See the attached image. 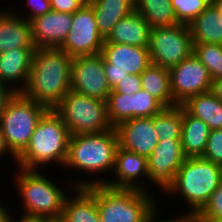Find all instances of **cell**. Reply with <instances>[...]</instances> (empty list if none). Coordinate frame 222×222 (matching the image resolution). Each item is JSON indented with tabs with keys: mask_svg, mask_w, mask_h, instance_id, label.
Returning a JSON list of instances; mask_svg holds the SVG:
<instances>
[{
	"mask_svg": "<svg viewBox=\"0 0 222 222\" xmlns=\"http://www.w3.org/2000/svg\"><path fill=\"white\" fill-rule=\"evenodd\" d=\"M118 146V136L114 127L99 133L71 135L68 143V154L63 167L71 169L72 173L73 170L81 171V173L83 172L82 175L92 176V178L88 177L87 179L85 176L76 180L70 178L71 183L75 187L105 184L108 180L106 175L113 173ZM93 175L94 177L95 175L103 177L93 179Z\"/></svg>",
	"mask_w": 222,
	"mask_h": 222,
	"instance_id": "1",
	"label": "cell"
},
{
	"mask_svg": "<svg viewBox=\"0 0 222 222\" xmlns=\"http://www.w3.org/2000/svg\"><path fill=\"white\" fill-rule=\"evenodd\" d=\"M72 58L59 48H36L21 94L53 110L71 90Z\"/></svg>",
	"mask_w": 222,
	"mask_h": 222,
	"instance_id": "2",
	"label": "cell"
},
{
	"mask_svg": "<svg viewBox=\"0 0 222 222\" xmlns=\"http://www.w3.org/2000/svg\"><path fill=\"white\" fill-rule=\"evenodd\" d=\"M43 171L15 168V174H12L14 184L16 183L14 186L18 187L17 195H20L19 198L22 200V213H19L21 214L19 217L60 220L65 199L75 186L69 179L65 182L68 186L59 183L57 185L55 180L49 178L46 171ZM64 186L67 190L63 189ZM66 191H69L68 194Z\"/></svg>",
	"mask_w": 222,
	"mask_h": 222,
	"instance_id": "3",
	"label": "cell"
},
{
	"mask_svg": "<svg viewBox=\"0 0 222 222\" xmlns=\"http://www.w3.org/2000/svg\"><path fill=\"white\" fill-rule=\"evenodd\" d=\"M70 136L61 117L54 110H48L39 120L28 146L17 157L16 167L41 171L48 163L63 167Z\"/></svg>",
	"mask_w": 222,
	"mask_h": 222,
	"instance_id": "4",
	"label": "cell"
},
{
	"mask_svg": "<svg viewBox=\"0 0 222 222\" xmlns=\"http://www.w3.org/2000/svg\"><path fill=\"white\" fill-rule=\"evenodd\" d=\"M222 181V167L202 157L185 158L165 197L184 199L188 213H198ZM167 195V196H166ZM183 197V198H182Z\"/></svg>",
	"mask_w": 222,
	"mask_h": 222,
	"instance_id": "5",
	"label": "cell"
},
{
	"mask_svg": "<svg viewBox=\"0 0 222 222\" xmlns=\"http://www.w3.org/2000/svg\"><path fill=\"white\" fill-rule=\"evenodd\" d=\"M87 188L96 197L101 222H147L148 216L158 206L153 193L105 184Z\"/></svg>",
	"mask_w": 222,
	"mask_h": 222,
	"instance_id": "6",
	"label": "cell"
},
{
	"mask_svg": "<svg viewBox=\"0 0 222 222\" xmlns=\"http://www.w3.org/2000/svg\"><path fill=\"white\" fill-rule=\"evenodd\" d=\"M49 109L21 93H15L6 104L0 129L9 150L18 157L28 146L42 116Z\"/></svg>",
	"mask_w": 222,
	"mask_h": 222,
	"instance_id": "7",
	"label": "cell"
},
{
	"mask_svg": "<svg viewBox=\"0 0 222 222\" xmlns=\"http://www.w3.org/2000/svg\"><path fill=\"white\" fill-rule=\"evenodd\" d=\"M68 127L70 135L111 130L107 103L70 90L53 109Z\"/></svg>",
	"mask_w": 222,
	"mask_h": 222,
	"instance_id": "8",
	"label": "cell"
},
{
	"mask_svg": "<svg viewBox=\"0 0 222 222\" xmlns=\"http://www.w3.org/2000/svg\"><path fill=\"white\" fill-rule=\"evenodd\" d=\"M149 55L152 64L170 69L193 53L189 26L154 27L150 32Z\"/></svg>",
	"mask_w": 222,
	"mask_h": 222,
	"instance_id": "9",
	"label": "cell"
},
{
	"mask_svg": "<svg viewBox=\"0 0 222 222\" xmlns=\"http://www.w3.org/2000/svg\"><path fill=\"white\" fill-rule=\"evenodd\" d=\"M101 54L110 89L129 75H141L151 64L148 47L103 43Z\"/></svg>",
	"mask_w": 222,
	"mask_h": 222,
	"instance_id": "10",
	"label": "cell"
},
{
	"mask_svg": "<svg viewBox=\"0 0 222 222\" xmlns=\"http://www.w3.org/2000/svg\"><path fill=\"white\" fill-rule=\"evenodd\" d=\"M105 39L98 31L92 6L85 2L72 14V25L59 49L69 56L94 55L101 53Z\"/></svg>",
	"mask_w": 222,
	"mask_h": 222,
	"instance_id": "11",
	"label": "cell"
},
{
	"mask_svg": "<svg viewBox=\"0 0 222 222\" xmlns=\"http://www.w3.org/2000/svg\"><path fill=\"white\" fill-rule=\"evenodd\" d=\"M71 90L88 97L107 100L111 89L106 78L104 58L101 53L72 58Z\"/></svg>",
	"mask_w": 222,
	"mask_h": 222,
	"instance_id": "12",
	"label": "cell"
},
{
	"mask_svg": "<svg viewBox=\"0 0 222 222\" xmlns=\"http://www.w3.org/2000/svg\"><path fill=\"white\" fill-rule=\"evenodd\" d=\"M169 72L172 97L178 105L191 96L211 90L212 79L209 71L193 53L171 67Z\"/></svg>",
	"mask_w": 222,
	"mask_h": 222,
	"instance_id": "13",
	"label": "cell"
},
{
	"mask_svg": "<svg viewBox=\"0 0 222 222\" xmlns=\"http://www.w3.org/2000/svg\"><path fill=\"white\" fill-rule=\"evenodd\" d=\"M185 156L181 140H159L153 153L147 158L148 184L162 190V195L173 185L176 173L182 166Z\"/></svg>",
	"mask_w": 222,
	"mask_h": 222,
	"instance_id": "14",
	"label": "cell"
},
{
	"mask_svg": "<svg viewBox=\"0 0 222 222\" xmlns=\"http://www.w3.org/2000/svg\"><path fill=\"white\" fill-rule=\"evenodd\" d=\"M113 172L110 176L114 174L115 178L108 179L105 185L113 188L136 189L149 193L154 192L150 191L149 187L151 186H148L147 158L137 153L118 146Z\"/></svg>",
	"mask_w": 222,
	"mask_h": 222,
	"instance_id": "15",
	"label": "cell"
},
{
	"mask_svg": "<svg viewBox=\"0 0 222 222\" xmlns=\"http://www.w3.org/2000/svg\"><path fill=\"white\" fill-rule=\"evenodd\" d=\"M120 148L148 158L159 141L153 125V116L133 118L114 127Z\"/></svg>",
	"mask_w": 222,
	"mask_h": 222,
	"instance_id": "16",
	"label": "cell"
},
{
	"mask_svg": "<svg viewBox=\"0 0 222 222\" xmlns=\"http://www.w3.org/2000/svg\"><path fill=\"white\" fill-rule=\"evenodd\" d=\"M33 43L36 48H59L72 25V14L50 12L30 21Z\"/></svg>",
	"mask_w": 222,
	"mask_h": 222,
	"instance_id": "17",
	"label": "cell"
},
{
	"mask_svg": "<svg viewBox=\"0 0 222 222\" xmlns=\"http://www.w3.org/2000/svg\"><path fill=\"white\" fill-rule=\"evenodd\" d=\"M17 11L0 8V54L12 49H36L31 24Z\"/></svg>",
	"mask_w": 222,
	"mask_h": 222,
	"instance_id": "18",
	"label": "cell"
},
{
	"mask_svg": "<svg viewBox=\"0 0 222 222\" xmlns=\"http://www.w3.org/2000/svg\"><path fill=\"white\" fill-rule=\"evenodd\" d=\"M35 49H12L0 54V82L15 93L26 86Z\"/></svg>",
	"mask_w": 222,
	"mask_h": 222,
	"instance_id": "19",
	"label": "cell"
},
{
	"mask_svg": "<svg viewBox=\"0 0 222 222\" xmlns=\"http://www.w3.org/2000/svg\"><path fill=\"white\" fill-rule=\"evenodd\" d=\"M152 27L144 17L134 10L114 26L104 43H120L148 47Z\"/></svg>",
	"mask_w": 222,
	"mask_h": 222,
	"instance_id": "20",
	"label": "cell"
},
{
	"mask_svg": "<svg viewBox=\"0 0 222 222\" xmlns=\"http://www.w3.org/2000/svg\"><path fill=\"white\" fill-rule=\"evenodd\" d=\"M70 193L64 202L61 222H101L96 197L87 187H74Z\"/></svg>",
	"mask_w": 222,
	"mask_h": 222,
	"instance_id": "21",
	"label": "cell"
},
{
	"mask_svg": "<svg viewBox=\"0 0 222 222\" xmlns=\"http://www.w3.org/2000/svg\"><path fill=\"white\" fill-rule=\"evenodd\" d=\"M92 6L97 28L106 39L122 18L135 10V0H87Z\"/></svg>",
	"mask_w": 222,
	"mask_h": 222,
	"instance_id": "22",
	"label": "cell"
},
{
	"mask_svg": "<svg viewBox=\"0 0 222 222\" xmlns=\"http://www.w3.org/2000/svg\"><path fill=\"white\" fill-rule=\"evenodd\" d=\"M210 132L211 129L206 123L183 108L181 146L186 158L202 157Z\"/></svg>",
	"mask_w": 222,
	"mask_h": 222,
	"instance_id": "23",
	"label": "cell"
},
{
	"mask_svg": "<svg viewBox=\"0 0 222 222\" xmlns=\"http://www.w3.org/2000/svg\"><path fill=\"white\" fill-rule=\"evenodd\" d=\"M188 26L193 43L222 45V14L212 4Z\"/></svg>",
	"mask_w": 222,
	"mask_h": 222,
	"instance_id": "24",
	"label": "cell"
},
{
	"mask_svg": "<svg viewBox=\"0 0 222 222\" xmlns=\"http://www.w3.org/2000/svg\"><path fill=\"white\" fill-rule=\"evenodd\" d=\"M181 106L212 130L222 129V102L210 91L191 96Z\"/></svg>",
	"mask_w": 222,
	"mask_h": 222,
	"instance_id": "25",
	"label": "cell"
},
{
	"mask_svg": "<svg viewBox=\"0 0 222 222\" xmlns=\"http://www.w3.org/2000/svg\"><path fill=\"white\" fill-rule=\"evenodd\" d=\"M140 77L142 89L158 100L164 107L178 105L172 97L169 69L151 63Z\"/></svg>",
	"mask_w": 222,
	"mask_h": 222,
	"instance_id": "26",
	"label": "cell"
},
{
	"mask_svg": "<svg viewBox=\"0 0 222 222\" xmlns=\"http://www.w3.org/2000/svg\"><path fill=\"white\" fill-rule=\"evenodd\" d=\"M135 10L152 28L178 24L171 0H135Z\"/></svg>",
	"mask_w": 222,
	"mask_h": 222,
	"instance_id": "27",
	"label": "cell"
},
{
	"mask_svg": "<svg viewBox=\"0 0 222 222\" xmlns=\"http://www.w3.org/2000/svg\"><path fill=\"white\" fill-rule=\"evenodd\" d=\"M183 107H164L153 116V125L159 140H181Z\"/></svg>",
	"mask_w": 222,
	"mask_h": 222,
	"instance_id": "28",
	"label": "cell"
},
{
	"mask_svg": "<svg viewBox=\"0 0 222 222\" xmlns=\"http://www.w3.org/2000/svg\"><path fill=\"white\" fill-rule=\"evenodd\" d=\"M193 54L208 69L211 79L222 77V45L193 43Z\"/></svg>",
	"mask_w": 222,
	"mask_h": 222,
	"instance_id": "29",
	"label": "cell"
},
{
	"mask_svg": "<svg viewBox=\"0 0 222 222\" xmlns=\"http://www.w3.org/2000/svg\"><path fill=\"white\" fill-rule=\"evenodd\" d=\"M106 103L108 119L113 127L122 121L131 119V95L110 93Z\"/></svg>",
	"mask_w": 222,
	"mask_h": 222,
	"instance_id": "30",
	"label": "cell"
},
{
	"mask_svg": "<svg viewBox=\"0 0 222 222\" xmlns=\"http://www.w3.org/2000/svg\"><path fill=\"white\" fill-rule=\"evenodd\" d=\"M164 106L144 89L131 95V119L152 117Z\"/></svg>",
	"mask_w": 222,
	"mask_h": 222,
	"instance_id": "31",
	"label": "cell"
},
{
	"mask_svg": "<svg viewBox=\"0 0 222 222\" xmlns=\"http://www.w3.org/2000/svg\"><path fill=\"white\" fill-rule=\"evenodd\" d=\"M211 4L210 0H171L178 23L188 25Z\"/></svg>",
	"mask_w": 222,
	"mask_h": 222,
	"instance_id": "32",
	"label": "cell"
},
{
	"mask_svg": "<svg viewBox=\"0 0 222 222\" xmlns=\"http://www.w3.org/2000/svg\"><path fill=\"white\" fill-rule=\"evenodd\" d=\"M197 216L200 222H222V181Z\"/></svg>",
	"mask_w": 222,
	"mask_h": 222,
	"instance_id": "33",
	"label": "cell"
},
{
	"mask_svg": "<svg viewBox=\"0 0 222 222\" xmlns=\"http://www.w3.org/2000/svg\"><path fill=\"white\" fill-rule=\"evenodd\" d=\"M202 158L222 167V129L210 132Z\"/></svg>",
	"mask_w": 222,
	"mask_h": 222,
	"instance_id": "34",
	"label": "cell"
},
{
	"mask_svg": "<svg viewBox=\"0 0 222 222\" xmlns=\"http://www.w3.org/2000/svg\"><path fill=\"white\" fill-rule=\"evenodd\" d=\"M142 89V82L140 75H129L117 84L111 93H121L125 95H133Z\"/></svg>",
	"mask_w": 222,
	"mask_h": 222,
	"instance_id": "35",
	"label": "cell"
},
{
	"mask_svg": "<svg viewBox=\"0 0 222 222\" xmlns=\"http://www.w3.org/2000/svg\"><path fill=\"white\" fill-rule=\"evenodd\" d=\"M25 2L29 7L28 14H26V17L23 14L22 15L25 20L30 22L32 19L42 16L48 12L51 11V3L50 0H26Z\"/></svg>",
	"mask_w": 222,
	"mask_h": 222,
	"instance_id": "36",
	"label": "cell"
},
{
	"mask_svg": "<svg viewBox=\"0 0 222 222\" xmlns=\"http://www.w3.org/2000/svg\"><path fill=\"white\" fill-rule=\"evenodd\" d=\"M158 209V210H157ZM160 210H159V206H157L152 212L151 214L148 216L147 222H200L199 218L197 216V213H188V212H184L183 211L176 216V218L172 217V218H168L167 220L164 218L161 219L160 217ZM159 213V214H158ZM160 218V219H158Z\"/></svg>",
	"mask_w": 222,
	"mask_h": 222,
	"instance_id": "37",
	"label": "cell"
},
{
	"mask_svg": "<svg viewBox=\"0 0 222 222\" xmlns=\"http://www.w3.org/2000/svg\"><path fill=\"white\" fill-rule=\"evenodd\" d=\"M87 0H50L51 10L73 14Z\"/></svg>",
	"mask_w": 222,
	"mask_h": 222,
	"instance_id": "38",
	"label": "cell"
},
{
	"mask_svg": "<svg viewBox=\"0 0 222 222\" xmlns=\"http://www.w3.org/2000/svg\"><path fill=\"white\" fill-rule=\"evenodd\" d=\"M15 92L8 86L0 82V121L4 113L6 104L13 97Z\"/></svg>",
	"mask_w": 222,
	"mask_h": 222,
	"instance_id": "39",
	"label": "cell"
},
{
	"mask_svg": "<svg viewBox=\"0 0 222 222\" xmlns=\"http://www.w3.org/2000/svg\"><path fill=\"white\" fill-rule=\"evenodd\" d=\"M8 154H10V155H8ZM2 156H9V157H6V158L7 159L11 158V161L14 160L15 165H16L17 157L9 150V148L7 146V143H6V140H5V137L3 136V133L0 129V158H1L0 160H2V158H3Z\"/></svg>",
	"mask_w": 222,
	"mask_h": 222,
	"instance_id": "40",
	"label": "cell"
},
{
	"mask_svg": "<svg viewBox=\"0 0 222 222\" xmlns=\"http://www.w3.org/2000/svg\"><path fill=\"white\" fill-rule=\"evenodd\" d=\"M210 92L222 102V77L212 80Z\"/></svg>",
	"mask_w": 222,
	"mask_h": 222,
	"instance_id": "41",
	"label": "cell"
},
{
	"mask_svg": "<svg viewBox=\"0 0 222 222\" xmlns=\"http://www.w3.org/2000/svg\"><path fill=\"white\" fill-rule=\"evenodd\" d=\"M6 206H8V204L3 205L0 200V222H13L14 215L11 214L12 211H10Z\"/></svg>",
	"mask_w": 222,
	"mask_h": 222,
	"instance_id": "42",
	"label": "cell"
},
{
	"mask_svg": "<svg viewBox=\"0 0 222 222\" xmlns=\"http://www.w3.org/2000/svg\"><path fill=\"white\" fill-rule=\"evenodd\" d=\"M19 218V220H18ZM13 220V222H49V219H27L23 217H18Z\"/></svg>",
	"mask_w": 222,
	"mask_h": 222,
	"instance_id": "43",
	"label": "cell"
},
{
	"mask_svg": "<svg viewBox=\"0 0 222 222\" xmlns=\"http://www.w3.org/2000/svg\"><path fill=\"white\" fill-rule=\"evenodd\" d=\"M211 4L222 14V0H212Z\"/></svg>",
	"mask_w": 222,
	"mask_h": 222,
	"instance_id": "44",
	"label": "cell"
},
{
	"mask_svg": "<svg viewBox=\"0 0 222 222\" xmlns=\"http://www.w3.org/2000/svg\"><path fill=\"white\" fill-rule=\"evenodd\" d=\"M49 222H61L60 220L49 219Z\"/></svg>",
	"mask_w": 222,
	"mask_h": 222,
	"instance_id": "45",
	"label": "cell"
}]
</instances>
